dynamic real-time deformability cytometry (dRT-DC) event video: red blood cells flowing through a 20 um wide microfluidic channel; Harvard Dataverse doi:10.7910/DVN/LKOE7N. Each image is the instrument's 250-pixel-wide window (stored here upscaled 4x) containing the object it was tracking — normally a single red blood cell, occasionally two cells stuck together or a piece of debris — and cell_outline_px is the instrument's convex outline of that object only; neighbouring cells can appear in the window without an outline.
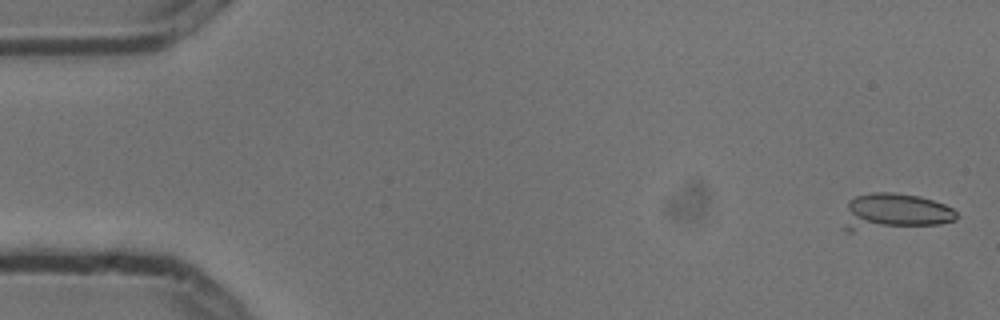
{"species": "common noctule bat (a hibernating species)", "species_latin": "Nyctalus noctula", "temperature_condition": "cold", "stored_images_in_passage": 4, "camera_frame_rate_fps": 3000, "um_per_image_px": 0.085, "animal": {"sex": "male", "body_mass_g": 13.3}, "frame": {"image": 1, "passage_image": 1, "time_ms": 0.0, "image_size_px": [1000, 320], "cell_outline_px": [[956, 220], [940, 224], [852, 232], [844, 232], [844, 228], [848, 200], [856, 196], [872, 192], [892, 192], [920, 196], [944, 204], [952, 208], [956, 212]], "centroid_in_image_um": [76.01, 18.02], "position_along_channel_um": 9.0, "area_um2": 24.33}}
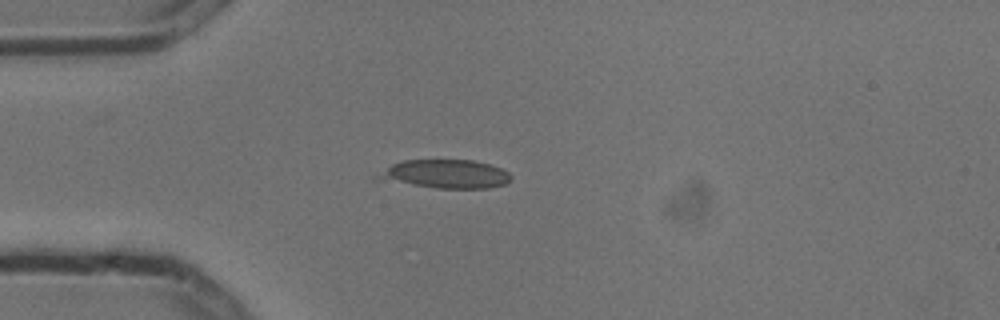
{"frame": {"image": 2, "passage_image": 4, "time_ms": 1.0, "image_size_px": [1000, 320], "cell_outline_px": [[512, 180], [504, 184], [488, 188], [436, 188], [372, 180], [372, 176], [392, 164], [404, 160], [472, 160], [488, 164], [500, 168], [508, 172], [512, 176]], "centroid_in_image_um": [37.76, 14.8], "position_along_channel_um": 47.2, "area_um2": 22.54}}